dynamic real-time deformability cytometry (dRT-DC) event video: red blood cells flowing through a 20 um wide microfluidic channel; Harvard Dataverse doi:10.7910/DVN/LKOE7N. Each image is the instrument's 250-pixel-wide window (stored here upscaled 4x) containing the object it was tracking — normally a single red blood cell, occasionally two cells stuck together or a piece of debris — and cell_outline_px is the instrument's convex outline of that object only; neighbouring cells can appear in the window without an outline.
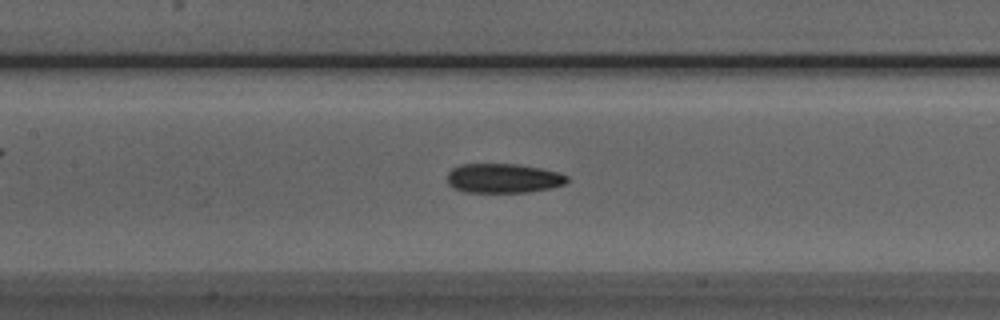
{"species": "Egyptian fruit bat (a non-hibernating species)", "species_latin": "Rousettus aegyptiacus", "temperature_condition": "room temperature", "stored_images_in_passage": 45, "camera_frame_rate_fps": 3000, "um_per_image_px": 0.085, "animal": {"sex": "male"}, "frame": {"image": 1, "passage_image": 17, "time_ms": 5.333, "image_size_px": [1000, 320], "cell_outline_px": [[568, 180], [564, 184], [552, 188], [528, 192], [464, 192], [452, 188], [448, 184], [448, 172], [452, 168], [460, 164], [516, 164], [540, 168], [556, 172], [568, 176]], "centroid_in_image_um": [42.75, 15.16], "position_along_channel_um": 164.7, "area_um2": 20.58}}
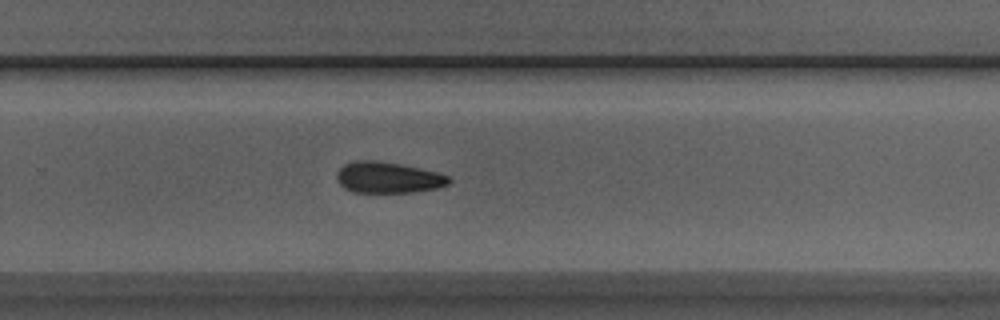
{"frame": {"image": 2, "passage_image": 27, "time_ms": 8.667, "image_size_px": [1000, 320], "cell_outline_px": [[452, 180], [448, 184], [436, 188], [412, 192], [352, 192], [344, 188], [336, 180], [336, 172], [344, 164], [352, 160], [376, 160], [400, 164], [420, 168], [436, 172], [448, 176]], "centroid_in_image_um": [32.93, 15.08], "position_along_channel_um": 296.9, "area_um2": 20.4}}
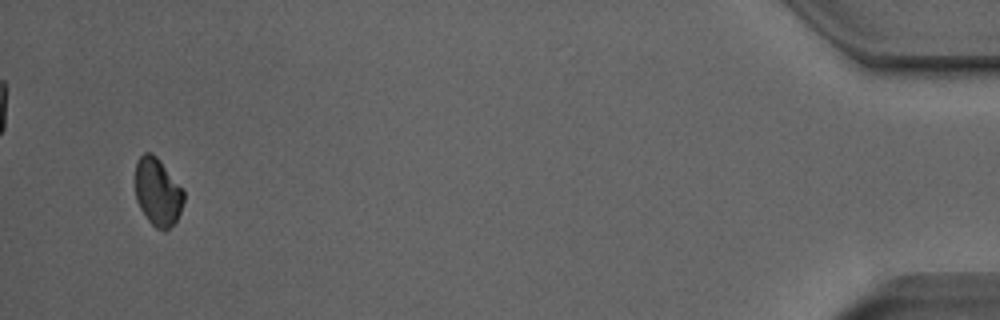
{"frame": {"image": 3, "passage_image": 43, "time_ms": 14.0, "image_size_px": [1000, 320], "cell_outline_px": [[184, 200], [180, 212], [176, 220], [164, 232], [156, 228], [148, 220], [140, 208], [136, 200], [136, 164], [140, 156], [144, 152], [148, 152], [156, 156], [184, 188]], "centroid_in_image_um": [13.42, 16.32], "position_along_channel_um": 421.8, "area_um2": 19.13}}